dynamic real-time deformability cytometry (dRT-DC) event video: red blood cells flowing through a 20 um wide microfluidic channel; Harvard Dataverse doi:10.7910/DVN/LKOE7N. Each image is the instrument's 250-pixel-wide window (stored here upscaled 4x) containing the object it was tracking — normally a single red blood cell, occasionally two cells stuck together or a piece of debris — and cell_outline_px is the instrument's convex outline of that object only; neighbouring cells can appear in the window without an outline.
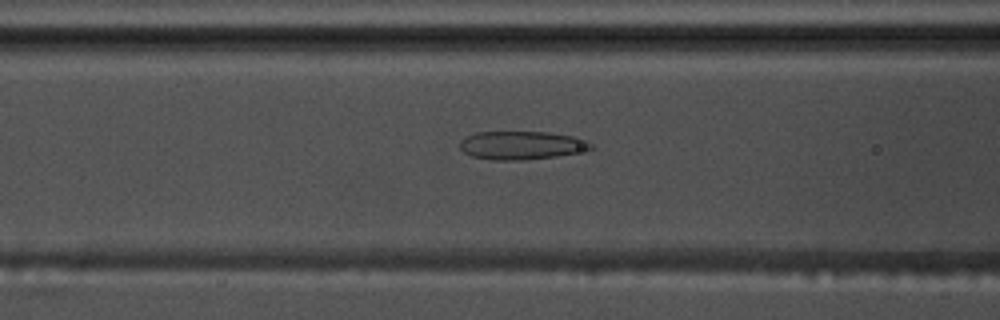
{"species": "common noctule bat (a hibernating species)", "species_latin": "Nyctalus noctula", "temperature_condition": "warm", "stored_images_in_passage": 45, "camera_frame_rate_fps": 3000, "um_per_image_px": 0.085, "animal": {"sex": "male", "body_mass_g": 17.5, "forearm_length_mm": 52.3}, "frame": {"image": 1, "passage_image": 12, "time_ms": 3.667, "image_size_px": [1000, 320], "cell_outline_px": [[596, 148], [556, 156], [524, 160], [492, 160], [472, 156], [464, 152], [460, 148], [460, 140], [476, 132], [548, 132], [572, 136], [588, 140]], "centroid_in_image_um": [44.34, 12.35], "position_along_channel_um": 122.3, "area_um2": 21.62}}
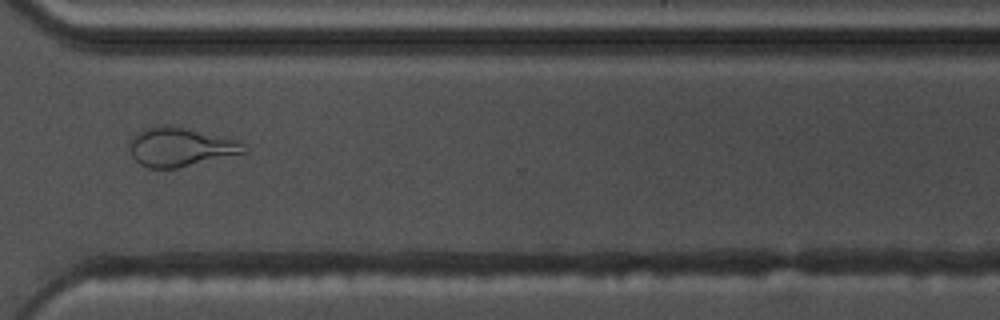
{"frame": {"image": 2, "passage_image": 31, "time_ms": 10.0, "image_size_px": [1000, 320], "cell_outline_px": [[248, 152], [176, 168], [148, 168], [140, 164], [132, 156], [128, 148], [128, 144], [132, 136], [136, 132], [144, 128], [188, 128], [228, 136], [240, 140], [248, 148]], "centroid_in_image_um": [15.39, 12.51], "position_along_channel_um": 355.2, "area_um2": 25.89}}
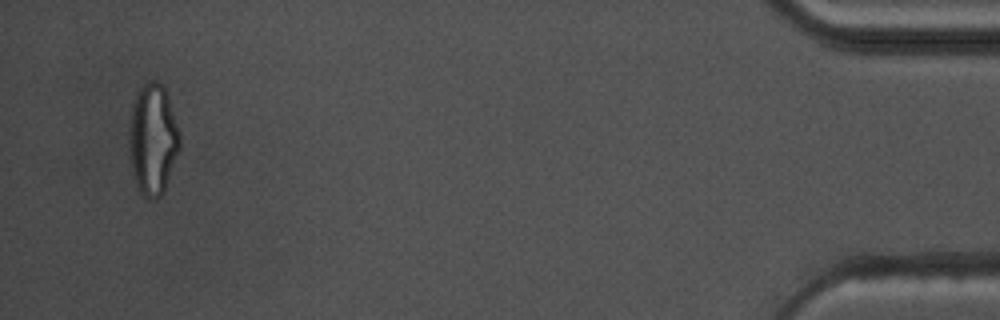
{"frame": {"image": 3, "passage_image": 43, "time_ms": 14.0, "image_size_px": [1000, 320], "cell_outline_px": [[180, 148], [164, 192], [156, 200], [148, 200], [140, 192], [136, 184], [132, 168], [128, 148], [128, 128], [132, 104], [136, 92], [144, 84], [152, 80], [156, 80], [164, 88], [168, 96], [180, 132]], "centroid_in_image_um": [12.98, 11.86], "position_along_channel_um": 422.2, "area_um2": 33.23}, "authors_computed_cell_mechanics": {"area_um2": 24.1026, "velocity_mm_per_s": 3.6798, "shape_relaxation_time_tau1_ms": null, "shape_relaxation_time_tau2_ms": 1.8309, "deformation_change_tau1": null, "deformation_change_tau2": 0.1074}}